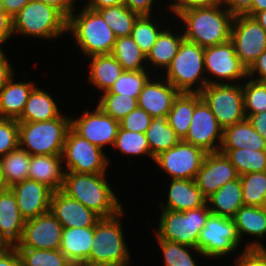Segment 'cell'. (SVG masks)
Segmentation results:
<instances>
[{
  "label": "cell",
  "instance_id": "6da1fadb",
  "mask_svg": "<svg viewBox=\"0 0 266 266\" xmlns=\"http://www.w3.org/2000/svg\"><path fill=\"white\" fill-rule=\"evenodd\" d=\"M234 16L221 4L212 7L191 8L176 15L182 25L184 39L202 48L230 40Z\"/></svg>",
  "mask_w": 266,
  "mask_h": 266
},
{
  "label": "cell",
  "instance_id": "7a4b0ae2",
  "mask_svg": "<svg viewBox=\"0 0 266 266\" xmlns=\"http://www.w3.org/2000/svg\"><path fill=\"white\" fill-rule=\"evenodd\" d=\"M109 183L106 173L91 174L65 171L62 191L70 198L93 210L101 218H109L124 209L119 196L115 193L117 192L116 189L111 188Z\"/></svg>",
  "mask_w": 266,
  "mask_h": 266
},
{
  "label": "cell",
  "instance_id": "3957f363",
  "mask_svg": "<svg viewBox=\"0 0 266 266\" xmlns=\"http://www.w3.org/2000/svg\"><path fill=\"white\" fill-rule=\"evenodd\" d=\"M67 34H71L75 47L86 58L111 54L116 36L102 16L87 6L76 9L68 17ZM76 42V43H75Z\"/></svg>",
  "mask_w": 266,
  "mask_h": 266
},
{
  "label": "cell",
  "instance_id": "277c9868",
  "mask_svg": "<svg viewBox=\"0 0 266 266\" xmlns=\"http://www.w3.org/2000/svg\"><path fill=\"white\" fill-rule=\"evenodd\" d=\"M124 209L117 215L101 218L94 227V237L87 264L94 266H130L131 252L126 243L122 220ZM122 219V220H121Z\"/></svg>",
  "mask_w": 266,
  "mask_h": 266
},
{
  "label": "cell",
  "instance_id": "5b68a950",
  "mask_svg": "<svg viewBox=\"0 0 266 266\" xmlns=\"http://www.w3.org/2000/svg\"><path fill=\"white\" fill-rule=\"evenodd\" d=\"M67 23L68 18L60 10L40 0H31L12 17L14 36L34 37L48 42L67 36Z\"/></svg>",
  "mask_w": 266,
  "mask_h": 266
},
{
  "label": "cell",
  "instance_id": "8992f818",
  "mask_svg": "<svg viewBox=\"0 0 266 266\" xmlns=\"http://www.w3.org/2000/svg\"><path fill=\"white\" fill-rule=\"evenodd\" d=\"M64 113L47 121L18 122L19 147L30 155H62L71 128V117Z\"/></svg>",
  "mask_w": 266,
  "mask_h": 266
},
{
  "label": "cell",
  "instance_id": "52a82bcc",
  "mask_svg": "<svg viewBox=\"0 0 266 266\" xmlns=\"http://www.w3.org/2000/svg\"><path fill=\"white\" fill-rule=\"evenodd\" d=\"M204 50L205 48L198 44L184 40L161 77L170 82L180 93H200L208 85Z\"/></svg>",
  "mask_w": 266,
  "mask_h": 266
},
{
  "label": "cell",
  "instance_id": "ba28073f",
  "mask_svg": "<svg viewBox=\"0 0 266 266\" xmlns=\"http://www.w3.org/2000/svg\"><path fill=\"white\" fill-rule=\"evenodd\" d=\"M154 231L155 239L168 240L197 248L200 230L211 214L207 203L186 211L161 209Z\"/></svg>",
  "mask_w": 266,
  "mask_h": 266
},
{
  "label": "cell",
  "instance_id": "9c48e42d",
  "mask_svg": "<svg viewBox=\"0 0 266 266\" xmlns=\"http://www.w3.org/2000/svg\"><path fill=\"white\" fill-rule=\"evenodd\" d=\"M241 245V246H240ZM243 249L233 218L210 214L204 227L200 230L197 249L205 259H221Z\"/></svg>",
  "mask_w": 266,
  "mask_h": 266
},
{
  "label": "cell",
  "instance_id": "30bf717a",
  "mask_svg": "<svg viewBox=\"0 0 266 266\" xmlns=\"http://www.w3.org/2000/svg\"><path fill=\"white\" fill-rule=\"evenodd\" d=\"M106 151L69 129L62 151L64 171L104 174L111 163Z\"/></svg>",
  "mask_w": 266,
  "mask_h": 266
},
{
  "label": "cell",
  "instance_id": "8fae6325",
  "mask_svg": "<svg viewBox=\"0 0 266 266\" xmlns=\"http://www.w3.org/2000/svg\"><path fill=\"white\" fill-rule=\"evenodd\" d=\"M204 65L208 85L237 84L248 78V70L236 55L231 40L205 48Z\"/></svg>",
  "mask_w": 266,
  "mask_h": 266
},
{
  "label": "cell",
  "instance_id": "7c38bea8",
  "mask_svg": "<svg viewBox=\"0 0 266 266\" xmlns=\"http://www.w3.org/2000/svg\"><path fill=\"white\" fill-rule=\"evenodd\" d=\"M200 94L223 129L246 119L242 83L206 85Z\"/></svg>",
  "mask_w": 266,
  "mask_h": 266
},
{
  "label": "cell",
  "instance_id": "4fadbf2b",
  "mask_svg": "<svg viewBox=\"0 0 266 266\" xmlns=\"http://www.w3.org/2000/svg\"><path fill=\"white\" fill-rule=\"evenodd\" d=\"M206 152L197 146L180 140L174 147L154 157V163L168 179L194 180L200 170Z\"/></svg>",
  "mask_w": 266,
  "mask_h": 266
},
{
  "label": "cell",
  "instance_id": "5bb4252c",
  "mask_svg": "<svg viewBox=\"0 0 266 266\" xmlns=\"http://www.w3.org/2000/svg\"><path fill=\"white\" fill-rule=\"evenodd\" d=\"M230 40L242 64L247 68L266 50V30L254 17L239 15L233 18Z\"/></svg>",
  "mask_w": 266,
  "mask_h": 266
},
{
  "label": "cell",
  "instance_id": "9a60e30c",
  "mask_svg": "<svg viewBox=\"0 0 266 266\" xmlns=\"http://www.w3.org/2000/svg\"><path fill=\"white\" fill-rule=\"evenodd\" d=\"M91 110H82V114L76 118L71 114V128L102 150L113 147L120 122L104 113L97 105Z\"/></svg>",
  "mask_w": 266,
  "mask_h": 266
},
{
  "label": "cell",
  "instance_id": "2e32d148",
  "mask_svg": "<svg viewBox=\"0 0 266 266\" xmlns=\"http://www.w3.org/2000/svg\"><path fill=\"white\" fill-rule=\"evenodd\" d=\"M223 139V128L209 106L201 99L196 105L183 141L202 148L206 153L219 152Z\"/></svg>",
  "mask_w": 266,
  "mask_h": 266
},
{
  "label": "cell",
  "instance_id": "e0dca14e",
  "mask_svg": "<svg viewBox=\"0 0 266 266\" xmlns=\"http://www.w3.org/2000/svg\"><path fill=\"white\" fill-rule=\"evenodd\" d=\"M63 226L48 211L25 221L20 242L15 248L60 250Z\"/></svg>",
  "mask_w": 266,
  "mask_h": 266
},
{
  "label": "cell",
  "instance_id": "ac0fdd59",
  "mask_svg": "<svg viewBox=\"0 0 266 266\" xmlns=\"http://www.w3.org/2000/svg\"><path fill=\"white\" fill-rule=\"evenodd\" d=\"M239 177L236 168L221 152L206 153L200 170L194 179L203 196L207 199L227 182Z\"/></svg>",
  "mask_w": 266,
  "mask_h": 266
},
{
  "label": "cell",
  "instance_id": "d6986e66",
  "mask_svg": "<svg viewBox=\"0 0 266 266\" xmlns=\"http://www.w3.org/2000/svg\"><path fill=\"white\" fill-rule=\"evenodd\" d=\"M179 94L170 82L161 78V74L154 75L143 86L137 99L138 107L153 118H166Z\"/></svg>",
  "mask_w": 266,
  "mask_h": 266
},
{
  "label": "cell",
  "instance_id": "ffe728a7",
  "mask_svg": "<svg viewBox=\"0 0 266 266\" xmlns=\"http://www.w3.org/2000/svg\"><path fill=\"white\" fill-rule=\"evenodd\" d=\"M63 228L95 227L101 217L62 190L52 193L50 210Z\"/></svg>",
  "mask_w": 266,
  "mask_h": 266
},
{
  "label": "cell",
  "instance_id": "44dd1931",
  "mask_svg": "<svg viewBox=\"0 0 266 266\" xmlns=\"http://www.w3.org/2000/svg\"><path fill=\"white\" fill-rule=\"evenodd\" d=\"M15 195L22 218L27 221L50 210L53 191L37 181L26 179L9 188Z\"/></svg>",
  "mask_w": 266,
  "mask_h": 266
},
{
  "label": "cell",
  "instance_id": "7402d4cb",
  "mask_svg": "<svg viewBox=\"0 0 266 266\" xmlns=\"http://www.w3.org/2000/svg\"><path fill=\"white\" fill-rule=\"evenodd\" d=\"M233 220L241 243L244 237H251L248 239L250 242L245 241L246 249H266L264 242L261 243L266 237V207L243 205Z\"/></svg>",
  "mask_w": 266,
  "mask_h": 266
},
{
  "label": "cell",
  "instance_id": "603a6c76",
  "mask_svg": "<svg viewBox=\"0 0 266 266\" xmlns=\"http://www.w3.org/2000/svg\"><path fill=\"white\" fill-rule=\"evenodd\" d=\"M178 22V20L175 22L177 23V28L175 26L173 29L171 25H167L161 31L151 51L146 56L147 66H149L148 69L150 68L149 72L152 70L151 73L153 72V75L160 74V72L162 74V71L164 72L167 69L172 59L178 53L181 43L185 40L181 27L180 25L178 26ZM158 69L160 72L157 71Z\"/></svg>",
  "mask_w": 266,
  "mask_h": 266
},
{
  "label": "cell",
  "instance_id": "cb8c5ba5",
  "mask_svg": "<svg viewBox=\"0 0 266 266\" xmlns=\"http://www.w3.org/2000/svg\"><path fill=\"white\" fill-rule=\"evenodd\" d=\"M166 190V202L158 204L160 209L186 211L199 208L206 204V198L198 188L195 180L169 179Z\"/></svg>",
  "mask_w": 266,
  "mask_h": 266
},
{
  "label": "cell",
  "instance_id": "d4e9b609",
  "mask_svg": "<svg viewBox=\"0 0 266 266\" xmlns=\"http://www.w3.org/2000/svg\"><path fill=\"white\" fill-rule=\"evenodd\" d=\"M24 224L15 195L8 188L0 195V241L6 247H15L22 238Z\"/></svg>",
  "mask_w": 266,
  "mask_h": 266
},
{
  "label": "cell",
  "instance_id": "484cf974",
  "mask_svg": "<svg viewBox=\"0 0 266 266\" xmlns=\"http://www.w3.org/2000/svg\"><path fill=\"white\" fill-rule=\"evenodd\" d=\"M64 173L62 155H31L28 179L56 192L62 190Z\"/></svg>",
  "mask_w": 266,
  "mask_h": 266
},
{
  "label": "cell",
  "instance_id": "4316f807",
  "mask_svg": "<svg viewBox=\"0 0 266 266\" xmlns=\"http://www.w3.org/2000/svg\"><path fill=\"white\" fill-rule=\"evenodd\" d=\"M16 75L0 89V118L18 119L25 107L35 82L15 81Z\"/></svg>",
  "mask_w": 266,
  "mask_h": 266
},
{
  "label": "cell",
  "instance_id": "83f0119b",
  "mask_svg": "<svg viewBox=\"0 0 266 266\" xmlns=\"http://www.w3.org/2000/svg\"><path fill=\"white\" fill-rule=\"evenodd\" d=\"M57 100L46 89L35 86L18 122H40L58 118L62 114ZM60 109V110H59Z\"/></svg>",
  "mask_w": 266,
  "mask_h": 266
},
{
  "label": "cell",
  "instance_id": "f1b7e54d",
  "mask_svg": "<svg viewBox=\"0 0 266 266\" xmlns=\"http://www.w3.org/2000/svg\"><path fill=\"white\" fill-rule=\"evenodd\" d=\"M88 58V84L90 82L89 85L94 86L100 93L108 91L124 71L121 64L112 54L93 55L86 59Z\"/></svg>",
  "mask_w": 266,
  "mask_h": 266
},
{
  "label": "cell",
  "instance_id": "f546056e",
  "mask_svg": "<svg viewBox=\"0 0 266 266\" xmlns=\"http://www.w3.org/2000/svg\"><path fill=\"white\" fill-rule=\"evenodd\" d=\"M94 227L63 228L60 251L71 263H86L91 253Z\"/></svg>",
  "mask_w": 266,
  "mask_h": 266
},
{
  "label": "cell",
  "instance_id": "4dcf8cb0",
  "mask_svg": "<svg viewBox=\"0 0 266 266\" xmlns=\"http://www.w3.org/2000/svg\"><path fill=\"white\" fill-rule=\"evenodd\" d=\"M206 203L211 214L233 218L244 205L240 178L227 182L208 197Z\"/></svg>",
  "mask_w": 266,
  "mask_h": 266
},
{
  "label": "cell",
  "instance_id": "1f68e13d",
  "mask_svg": "<svg viewBox=\"0 0 266 266\" xmlns=\"http://www.w3.org/2000/svg\"><path fill=\"white\" fill-rule=\"evenodd\" d=\"M266 150V140L254 130L248 119L223 129L220 149Z\"/></svg>",
  "mask_w": 266,
  "mask_h": 266
},
{
  "label": "cell",
  "instance_id": "d6a6232c",
  "mask_svg": "<svg viewBox=\"0 0 266 266\" xmlns=\"http://www.w3.org/2000/svg\"><path fill=\"white\" fill-rule=\"evenodd\" d=\"M202 99L200 93H180L174 100L167 115L168 124L174 129L180 140H183L189 130L195 105Z\"/></svg>",
  "mask_w": 266,
  "mask_h": 266
},
{
  "label": "cell",
  "instance_id": "836d02e7",
  "mask_svg": "<svg viewBox=\"0 0 266 266\" xmlns=\"http://www.w3.org/2000/svg\"><path fill=\"white\" fill-rule=\"evenodd\" d=\"M111 54L121 64L124 71L148 70L146 55L131 35L116 38Z\"/></svg>",
  "mask_w": 266,
  "mask_h": 266
},
{
  "label": "cell",
  "instance_id": "e575fe53",
  "mask_svg": "<svg viewBox=\"0 0 266 266\" xmlns=\"http://www.w3.org/2000/svg\"><path fill=\"white\" fill-rule=\"evenodd\" d=\"M145 134L153 157L169 150L180 141L174 129L168 124L167 118L164 117L153 118Z\"/></svg>",
  "mask_w": 266,
  "mask_h": 266
},
{
  "label": "cell",
  "instance_id": "d590c367",
  "mask_svg": "<svg viewBox=\"0 0 266 266\" xmlns=\"http://www.w3.org/2000/svg\"><path fill=\"white\" fill-rule=\"evenodd\" d=\"M219 152L225 154L239 176L266 171V150L220 149Z\"/></svg>",
  "mask_w": 266,
  "mask_h": 266
},
{
  "label": "cell",
  "instance_id": "8d00e7d4",
  "mask_svg": "<svg viewBox=\"0 0 266 266\" xmlns=\"http://www.w3.org/2000/svg\"><path fill=\"white\" fill-rule=\"evenodd\" d=\"M31 155L18 147L0 158L7 188L28 179Z\"/></svg>",
  "mask_w": 266,
  "mask_h": 266
},
{
  "label": "cell",
  "instance_id": "74e56055",
  "mask_svg": "<svg viewBox=\"0 0 266 266\" xmlns=\"http://www.w3.org/2000/svg\"><path fill=\"white\" fill-rule=\"evenodd\" d=\"M154 18L157 19V15H155V17L153 15L152 16H139L134 23L132 33H131L132 38L134 39L136 44L139 46L141 51L146 56L151 51V48L155 44L161 31L168 24V21L167 22L166 20L164 21L163 15H162V18L160 19V20H163L162 22Z\"/></svg>",
  "mask_w": 266,
  "mask_h": 266
},
{
  "label": "cell",
  "instance_id": "f35d334b",
  "mask_svg": "<svg viewBox=\"0 0 266 266\" xmlns=\"http://www.w3.org/2000/svg\"><path fill=\"white\" fill-rule=\"evenodd\" d=\"M155 240L163 254L164 266H199L196 257L199 255L204 257V254L197 248L168 240ZM194 254L197 256L194 257Z\"/></svg>",
  "mask_w": 266,
  "mask_h": 266
},
{
  "label": "cell",
  "instance_id": "ab89813d",
  "mask_svg": "<svg viewBox=\"0 0 266 266\" xmlns=\"http://www.w3.org/2000/svg\"><path fill=\"white\" fill-rule=\"evenodd\" d=\"M114 32L116 38L129 36L139 17L125 5H116L96 10Z\"/></svg>",
  "mask_w": 266,
  "mask_h": 266
},
{
  "label": "cell",
  "instance_id": "60d3db41",
  "mask_svg": "<svg viewBox=\"0 0 266 266\" xmlns=\"http://www.w3.org/2000/svg\"><path fill=\"white\" fill-rule=\"evenodd\" d=\"M113 148L116 151L118 149L119 154L123 155V157H138L142 155L144 157L145 155L154 161L145 133L127 131L119 127Z\"/></svg>",
  "mask_w": 266,
  "mask_h": 266
},
{
  "label": "cell",
  "instance_id": "b9f144b4",
  "mask_svg": "<svg viewBox=\"0 0 266 266\" xmlns=\"http://www.w3.org/2000/svg\"><path fill=\"white\" fill-rule=\"evenodd\" d=\"M239 178L243 204L266 207V171L243 174Z\"/></svg>",
  "mask_w": 266,
  "mask_h": 266
},
{
  "label": "cell",
  "instance_id": "7bdbcfd3",
  "mask_svg": "<svg viewBox=\"0 0 266 266\" xmlns=\"http://www.w3.org/2000/svg\"><path fill=\"white\" fill-rule=\"evenodd\" d=\"M95 103L104 113L118 121L138 107L136 98L108 91L103 92Z\"/></svg>",
  "mask_w": 266,
  "mask_h": 266
},
{
  "label": "cell",
  "instance_id": "ee69618b",
  "mask_svg": "<svg viewBox=\"0 0 266 266\" xmlns=\"http://www.w3.org/2000/svg\"><path fill=\"white\" fill-rule=\"evenodd\" d=\"M22 266H69L71 262L60 250L16 248Z\"/></svg>",
  "mask_w": 266,
  "mask_h": 266
},
{
  "label": "cell",
  "instance_id": "f6af8a7d",
  "mask_svg": "<svg viewBox=\"0 0 266 266\" xmlns=\"http://www.w3.org/2000/svg\"><path fill=\"white\" fill-rule=\"evenodd\" d=\"M148 71H123L108 92L138 99L143 86L153 76V73H149Z\"/></svg>",
  "mask_w": 266,
  "mask_h": 266
},
{
  "label": "cell",
  "instance_id": "bcb514c9",
  "mask_svg": "<svg viewBox=\"0 0 266 266\" xmlns=\"http://www.w3.org/2000/svg\"><path fill=\"white\" fill-rule=\"evenodd\" d=\"M242 91L245 114H256L266 110L265 81L247 78L242 82Z\"/></svg>",
  "mask_w": 266,
  "mask_h": 266
},
{
  "label": "cell",
  "instance_id": "7dc6e473",
  "mask_svg": "<svg viewBox=\"0 0 266 266\" xmlns=\"http://www.w3.org/2000/svg\"><path fill=\"white\" fill-rule=\"evenodd\" d=\"M19 147V124L16 119L0 118V158Z\"/></svg>",
  "mask_w": 266,
  "mask_h": 266
},
{
  "label": "cell",
  "instance_id": "c3c4849f",
  "mask_svg": "<svg viewBox=\"0 0 266 266\" xmlns=\"http://www.w3.org/2000/svg\"><path fill=\"white\" fill-rule=\"evenodd\" d=\"M152 119L153 117L145 110L137 107L119 122L122 129L132 132L146 133Z\"/></svg>",
  "mask_w": 266,
  "mask_h": 266
},
{
  "label": "cell",
  "instance_id": "681fc988",
  "mask_svg": "<svg viewBox=\"0 0 266 266\" xmlns=\"http://www.w3.org/2000/svg\"><path fill=\"white\" fill-rule=\"evenodd\" d=\"M235 266H266V249H247L234 258Z\"/></svg>",
  "mask_w": 266,
  "mask_h": 266
},
{
  "label": "cell",
  "instance_id": "f907efd6",
  "mask_svg": "<svg viewBox=\"0 0 266 266\" xmlns=\"http://www.w3.org/2000/svg\"><path fill=\"white\" fill-rule=\"evenodd\" d=\"M165 10L170 11V14L176 16L181 11H186L191 8L212 7L220 4V0H171Z\"/></svg>",
  "mask_w": 266,
  "mask_h": 266
},
{
  "label": "cell",
  "instance_id": "816d5d0a",
  "mask_svg": "<svg viewBox=\"0 0 266 266\" xmlns=\"http://www.w3.org/2000/svg\"><path fill=\"white\" fill-rule=\"evenodd\" d=\"M125 0V6L138 16H155L159 10L157 3L162 0ZM154 4L157 6H154ZM157 10L155 11L153 8ZM154 10V11H153ZM154 12V13H153ZM155 14V15H154Z\"/></svg>",
  "mask_w": 266,
  "mask_h": 266
},
{
  "label": "cell",
  "instance_id": "f5cc1de1",
  "mask_svg": "<svg viewBox=\"0 0 266 266\" xmlns=\"http://www.w3.org/2000/svg\"><path fill=\"white\" fill-rule=\"evenodd\" d=\"M252 2L253 0H220V4L234 17L239 15L251 16Z\"/></svg>",
  "mask_w": 266,
  "mask_h": 266
},
{
  "label": "cell",
  "instance_id": "db71d44e",
  "mask_svg": "<svg viewBox=\"0 0 266 266\" xmlns=\"http://www.w3.org/2000/svg\"><path fill=\"white\" fill-rule=\"evenodd\" d=\"M14 37L12 28V18L5 10H0V49H3L4 44Z\"/></svg>",
  "mask_w": 266,
  "mask_h": 266
},
{
  "label": "cell",
  "instance_id": "11a10c76",
  "mask_svg": "<svg viewBox=\"0 0 266 266\" xmlns=\"http://www.w3.org/2000/svg\"><path fill=\"white\" fill-rule=\"evenodd\" d=\"M248 78L266 82V50L248 69Z\"/></svg>",
  "mask_w": 266,
  "mask_h": 266
},
{
  "label": "cell",
  "instance_id": "9f6ffc18",
  "mask_svg": "<svg viewBox=\"0 0 266 266\" xmlns=\"http://www.w3.org/2000/svg\"><path fill=\"white\" fill-rule=\"evenodd\" d=\"M4 49H0V89L15 75L14 66H12Z\"/></svg>",
  "mask_w": 266,
  "mask_h": 266
},
{
  "label": "cell",
  "instance_id": "6f0895ef",
  "mask_svg": "<svg viewBox=\"0 0 266 266\" xmlns=\"http://www.w3.org/2000/svg\"><path fill=\"white\" fill-rule=\"evenodd\" d=\"M0 266H22L21 257L15 247H4L0 251Z\"/></svg>",
  "mask_w": 266,
  "mask_h": 266
},
{
  "label": "cell",
  "instance_id": "680465c9",
  "mask_svg": "<svg viewBox=\"0 0 266 266\" xmlns=\"http://www.w3.org/2000/svg\"><path fill=\"white\" fill-rule=\"evenodd\" d=\"M252 127L266 140V110L256 114H246Z\"/></svg>",
  "mask_w": 266,
  "mask_h": 266
},
{
  "label": "cell",
  "instance_id": "91938a15",
  "mask_svg": "<svg viewBox=\"0 0 266 266\" xmlns=\"http://www.w3.org/2000/svg\"><path fill=\"white\" fill-rule=\"evenodd\" d=\"M60 10L67 18L76 9V0H40ZM78 1V0H77Z\"/></svg>",
  "mask_w": 266,
  "mask_h": 266
},
{
  "label": "cell",
  "instance_id": "94428289",
  "mask_svg": "<svg viewBox=\"0 0 266 266\" xmlns=\"http://www.w3.org/2000/svg\"><path fill=\"white\" fill-rule=\"evenodd\" d=\"M84 0H82V5L87 6L91 10H99L105 7H111L116 5H124L125 0H86L83 3Z\"/></svg>",
  "mask_w": 266,
  "mask_h": 266
},
{
  "label": "cell",
  "instance_id": "6125c7cd",
  "mask_svg": "<svg viewBox=\"0 0 266 266\" xmlns=\"http://www.w3.org/2000/svg\"><path fill=\"white\" fill-rule=\"evenodd\" d=\"M31 0H2L3 8L12 18Z\"/></svg>",
  "mask_w": 266,
  "mask_h": 266
},
{
  "label": "cell",
  "instance_id": "be15d7a7",
  "mask_svg": "<svg viewBox=\"0 0 266 266\" xmlns=\"http://www.w3.org/2000/svg\"><path fill=\"white\" fill-rule=\"evenodd\" d=\"M266 9V0H253L251 5V17H253L257 12Z\"/></svg>",
  "mask_w": 266,
  "mask_h": 266
},
{
  "label": "cell",
  "instance_id": "e7e4bbea",
  "mask_svg": "<svg viewBox=\"0 0 266 266\" xmlns=\"http://www.w3.org/2000/svg\"><path fill=\"white\" fill-rule=\"evenodd\" d=\"M253 17L266 30V9L257 12Z\"/></svg>",
  "mask_w": 266,
  "mask_h": 266
},
{
  "label": "cell",
  "instance_id": "03108f58",
  "mask_svg": "<svg viewBox=\"0 0 266 266\" xmlns=\"http://www.w3.org/2000/svg\"><path fill=\"white\" fill-rule=\"evenodd\" d=\"M0 187H6L5 180L3 177L2 165L0 162Z\"/></svg>",
  "mask_w": 266,
  "mask_h": 266
},
{
  "label": "cell",
  "instance_id": "003e7915",
  "mask_svg": "<svg viewBox=\"0 0 266 266\" xmlns=\"http://www.w3.org/2000/svg\"><path fill=\"white\" fill-rule=\"evenodd\" d=\"M69 266H94L86 263H71Z\"/></svg>",
  "mask_w": 266,
  "mask_h": 266
},
{
  "label": "cell",
  "instance_id": "a7ac6f4b",
  "mask_svg": "<svg viewBox=\"0 0 266 266\" xmlns=\"http://www.w3.org/2000/svg\"><path fill=\"white\" fill-rule=\"evenodd\" d=\"M8 189L7 187H0V195L6 190Z\"/></svg>",
  "mask_w": 266,
  "mask_h": 266
},
{
  "label": "cell",
  "instance_id": "89a4df30",
  "mask_svg": "<svg viewBox=\"0 0 266 266\" xmlns=\"http://www.w3.org/2000/svg\"><path fill=\"white\" fill-rule=\"evenodd\" d=\"M5 247V245L0 241V251Z\"/></svg>",
  "mask_w": 266,
  "mask_h": 266
},
{
  "label": "cell",
  "instance_id": "2644e50d",
  "mask_svg": "<svg viewBox=\"0 0 266 266\" xmlns=\"http://www.w3.org/2000/svg\"><path fill=\"white\" fill-rule=\"evenodd\" d=\"M0 10H4L2 0H0Z\"/></svg>",
  "mask_w": 266,
  "mask_h": 266
}]
</instances>
